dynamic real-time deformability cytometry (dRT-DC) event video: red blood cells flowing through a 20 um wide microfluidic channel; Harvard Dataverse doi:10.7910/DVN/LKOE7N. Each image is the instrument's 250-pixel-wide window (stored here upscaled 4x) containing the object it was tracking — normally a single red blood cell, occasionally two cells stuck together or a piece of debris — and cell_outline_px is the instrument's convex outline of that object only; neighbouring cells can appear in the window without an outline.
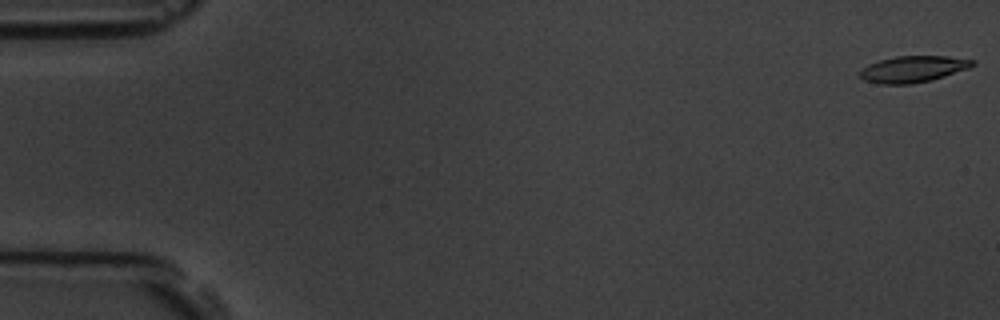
{"species": "common noctule bat (a hibernating species)", "species_latin": "Nyctalus noctula", "temperature_condition": "room temperature", "stored_images_in_passage": 3, "camera_frame_rate_fps": 3000, "um_per_image_px": 0.085, "animal": {"sex": "male", "body_mass_g": 19.5, "forearm_length_mm": 54.6}, "frame": {"image": 1, "passage_image": 1, "time_ms": 0.0, "image_size_px": [1000, 320], "cell_outline_px": [[976, 64], [968, 68], [932, 80], [912, 84], [880, 84], [864, 80], [860, 76], [860, 72], [868, 64], [880, 60], [896, 56], [948, 56], [976, 60]], "centroid_in_image_um": [77.63, 5.87], "position_along_channel_um": 7.4, "area_um2": 17.28}}